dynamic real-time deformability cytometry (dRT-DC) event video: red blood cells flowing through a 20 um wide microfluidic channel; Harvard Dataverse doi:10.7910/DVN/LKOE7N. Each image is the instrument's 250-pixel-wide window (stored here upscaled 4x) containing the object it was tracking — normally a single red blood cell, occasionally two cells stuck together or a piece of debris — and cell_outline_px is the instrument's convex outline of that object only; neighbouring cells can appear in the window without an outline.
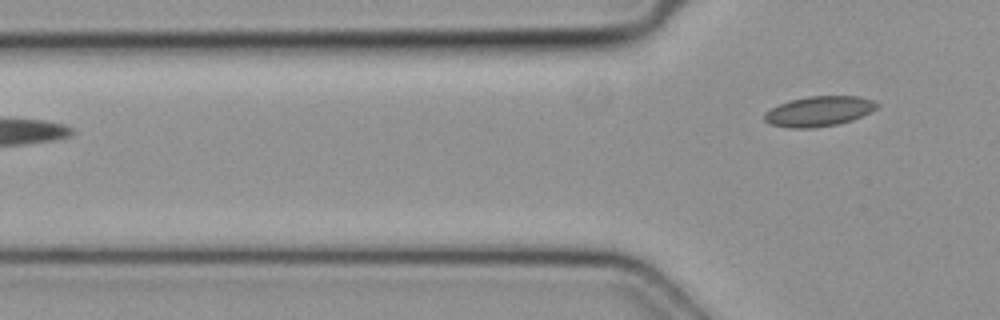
{"species": "common noctule bat (a hibernating species)", "species_latin": "Nyctalus noctula", "temperature_condition": "cold", "stored_images_in_passage": 3, "camera_frame_rate_fps": 3000, "um_per_image_px": 0.085, "animal": {"sex": "female", "body_mass_g": 19.3, "forearm_length_mm": 54.1}, "frame": {"image": 1, "passage_image": 3, "time_ms": 0.667, "image_size_px": [1000, 320], "cell_outline_px": [[880, 104], [872, 112], [852, 120], [836, 124], [812, 128], [788, 128], [768, 124], [764, 120], [764, 112], [780, 104], [792, 100], [808, 96], [860, 96], [872, 100]], "centroid_in_image_um": [69.61, 9.46], "position_along_channel_um": 56.2, "area_um2": 19.77}}